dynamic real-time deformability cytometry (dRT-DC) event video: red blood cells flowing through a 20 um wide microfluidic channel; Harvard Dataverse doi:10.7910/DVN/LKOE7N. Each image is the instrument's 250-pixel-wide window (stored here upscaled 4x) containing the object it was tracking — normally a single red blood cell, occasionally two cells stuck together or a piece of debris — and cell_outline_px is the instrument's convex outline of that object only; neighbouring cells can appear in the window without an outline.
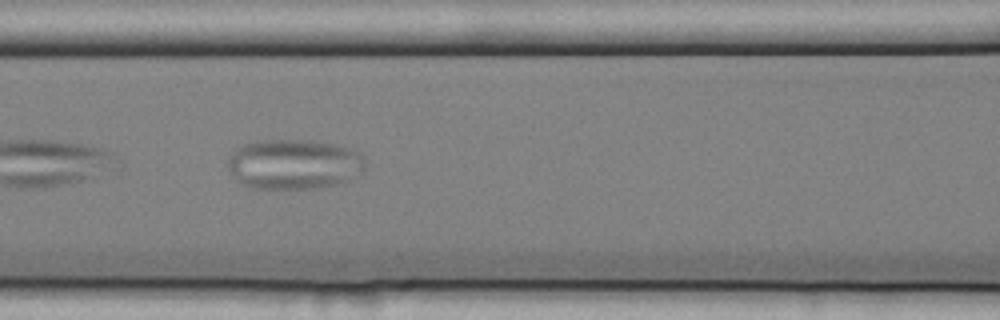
{"species": "common noctule bat (a hibernating species)", "species_latin": "Nyctalus noctula", "temperature_condition": "cold", "stored_images_in_passage": 9, "camera_frame_rate_fps": 3000, "um_per_image_px": 0.085, "animal": {"sex": "female", "body_mass_g": 25.1}, "frame": {"image": 1, "passage_image": 6, "time_ms": 1.667, "image_size_px": [1000, 320], "cell_outline_px": [[364, 168], [360, 172], [348, 180], [336, 184], [316, 188], [252, 188], [240, 184], [232, 176], [228, 168], [228, 160], [232, 152], [244, 144], [264, 140], [312, 140], [332, 144], [348, 148], [364, 156]], "centroid_in_image_um": [24.94, 13.96], "position_along_channel_um": 141.7, "area_um2": 39.88}}
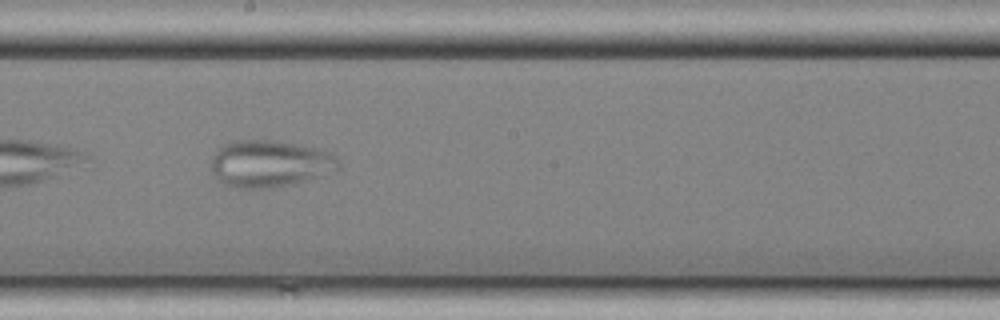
{"frame": {"image": 2, "passage_image": 8, "time_ms": 2.333, "image_size_px": [1000, 320], "cell_outline_px": [[340, 168], [292, 184], [276, 188], [236, 188], [220, 180], [212, 172], [212, 156], [216, 148], [232, 140], [276, 140], [316, 148], [328, 152], [336, 156], [340, 160]], "centroid_in_image_um": [22.9, 13.89], "position_along_channel_um": 225.3, "area_um2": 34.68}}